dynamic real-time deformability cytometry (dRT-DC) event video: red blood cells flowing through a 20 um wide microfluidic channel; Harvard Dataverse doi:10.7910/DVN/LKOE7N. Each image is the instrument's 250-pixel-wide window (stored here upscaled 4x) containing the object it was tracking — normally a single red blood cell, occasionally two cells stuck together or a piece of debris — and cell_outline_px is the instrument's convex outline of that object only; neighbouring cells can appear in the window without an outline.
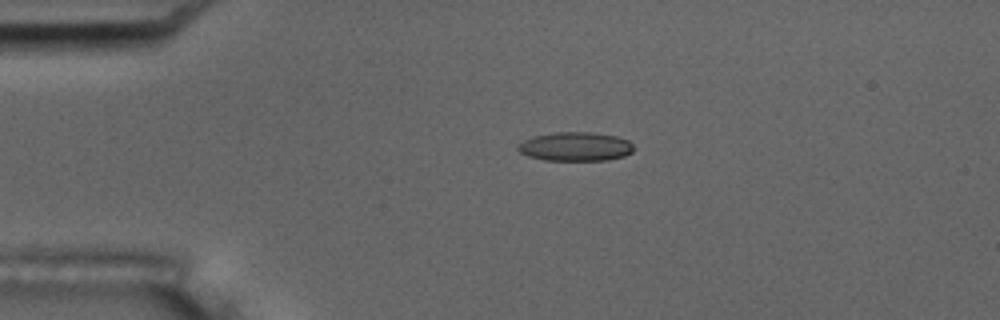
{"species": "common noctule bat (a hibernating species)", "species_latin": "Nyctalus noctula", "temperature_condition": "room temperature", "stored_images_in_passage": 5, "camera_frame_rate_fps": 3000, "um_per_image_px": 0.085, "animal": {"sex": "male", "body_mass_g": 17.5, "forearm_length_mm": 52.3}, "frame": {"image": 1, "passage_image": 4, "time_ms": 3.667, "image_size_px": [1000, 320], "cell_outline_px": [[636, 148], [632, 152], [624, 156], [608, 160], [544, 160], [528, 156], [520, 152], [516, 148], [524, 140], [532, 136], [556, 132], [592, 132], [616, 136], [628, 140]], "centroid_in_image_um": [48.93, 12.46], "position_along_channel_um": 36.1, "area_um2": 19.59}}